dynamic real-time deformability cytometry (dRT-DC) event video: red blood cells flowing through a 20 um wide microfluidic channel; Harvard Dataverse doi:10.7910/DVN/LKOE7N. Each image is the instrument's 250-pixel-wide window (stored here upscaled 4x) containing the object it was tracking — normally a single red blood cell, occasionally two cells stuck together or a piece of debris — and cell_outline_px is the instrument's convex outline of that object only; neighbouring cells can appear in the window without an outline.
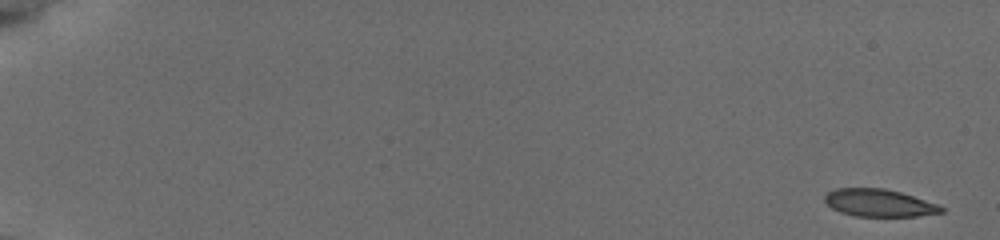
{"species": "common noctule bat (a hibernating species)", "species_latin": "Nyctalus noctula", "temperature_condition": "cold", "stored_images_in_passage": 52, "camera_frame_rate_fps": 3000, "um_per_image_px": 0.085, "animal": {"sex": "female", "body_mass_g": 19.5, "forearm_length_mm": 54.1}, "frame": {"image": 1, "passage_image": 1, "time_ms": 0.0, "image_size_px": [1000, 240], "cell_outline_px": [[944, 212], [916, 216], [856, 216], [840, 212], [832, 208], [824, 200], [824, 196], [828, 192], [836, 188], [884, 188], [900, 192], [936, 204], [944, 208]], "centroid_in_image_um": [74.69, 17.24], "position_along_channel_um": 10.3, "area_um2": 18.44}}
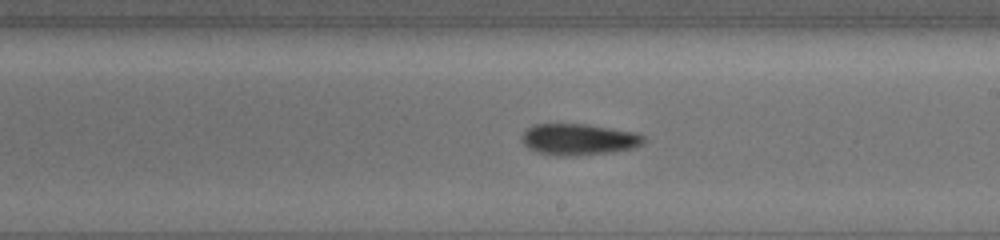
{"frame": {"image": 2, "passage_image": 29, "time_ms": 11.0, "image_size_px": [1000, 240], "cell_outline_px": [[648, 140], [644, 144], [636, 148], [612, 152], [572, 156], [556, 156], [536, 152], [528, 148], [520, 140], [520, 136], [532, 124], [588, 124], [636, 132], [644, 136]], "centroid_in_image_um": [49.22, 11.85], "position_along_channel_um": 239.8, "area_um2": 22.77}}
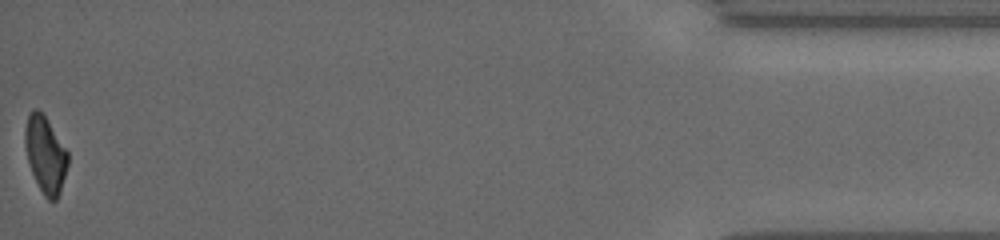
{"frame": {"image": 3, "passage_image": 52, "time_ms": 18.0, "image_size_px": [1000, 240], "cell_outline_px": [[68, 164], [60, 192], [56, 200], [48, 200], [44, 196], [32, 172], [28, 160], [24, 144], [24, 128], [28, 116], [32, 108], [36, 108], [44, 116], [68, 152]], "centroid_in_image_um": [3.84, 13.14], "position_along_channel_um": 431.4, "area_um2": 18.79}, "authors_computed_cell_mechanics": {"area_um2": 21.097, "velocity_mm_per_s": 3.8444, "shape_relaxation_time_tau1_ms": 3.6827, "shape_relaxation_time_tau2_ms": null, "deformation_change_tau1": 0.1528, "deformation_change_tau2": null}}